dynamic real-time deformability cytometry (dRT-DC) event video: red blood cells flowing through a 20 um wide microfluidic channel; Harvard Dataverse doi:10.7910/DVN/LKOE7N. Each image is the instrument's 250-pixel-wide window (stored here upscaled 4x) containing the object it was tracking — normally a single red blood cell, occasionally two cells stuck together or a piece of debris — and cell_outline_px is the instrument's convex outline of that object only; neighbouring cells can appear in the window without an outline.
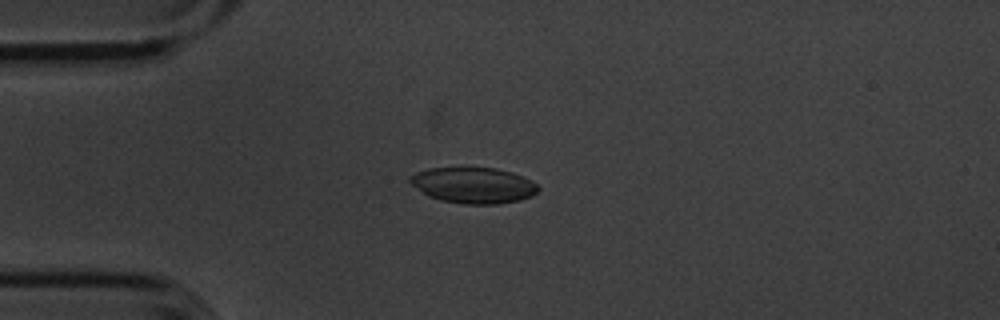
{"species": "common noctule bat (a hibernating species)", "species_latin": "Nyctalus noctula", "temperature_condition": "cold", "stored_images_in_passage": 55, "camera_frame_rate_fps": 3000, "um_per_image_px": 0.085, "animal": {"sex": "male", "body_mass_g": 20.1, "forearm_length_mm": 53.5}, "frame": {"image": 1, "passage_image": 14, "time_ms": 4.333, "image_size_px": [1000, 320], "cell_outline_px": [[540, 188], [532, 196], [520, 200], [496, 204], [464, 204], [440, 200], [428, 196], [412, 184], [408, 180], [408, 176], [416, 172], [428, 168], [496, 168], [512, 172], [532, 180]], "centroid_in_image_um": [40.24, 15.75], "position_along_channel_um": 44.8, "area_um2": 26.82}}
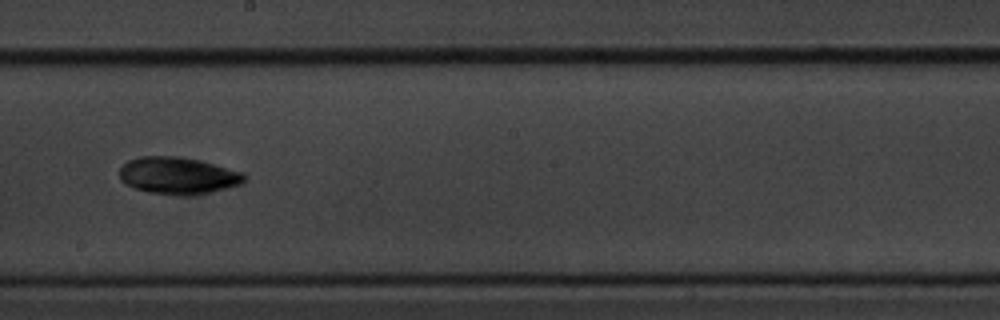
{"frame": {"image": 2, "passage_image": 31, "time_ms": 10.0, "image_size_px": [1000, 320], "cell_outline_px": [[244, 180], [240, 184], [228, 188], [212, 192], [188, 196], [180, 196], [148, 192], [124, 184], [120, 180], [120, 168], [128, 160], [140, 156], [176, 156], [196, 160], [244, 172]], "centroid_in_image_um": [15.1, 14.94], "position_along_channel_um": 233.1, "area_um2": 26.88}}
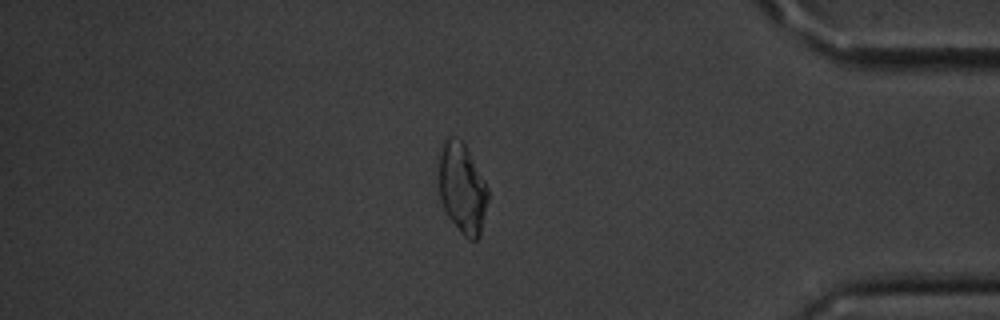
{"frame": {"image": 3, "passage_image": 47, "time_ms": 15.333, "image_size_px": [1000, 320], "cell_outline_px": [[488, 200], [480, 236], [476, 240], [468, 240], [460, 232], [448, 216], [440, 200], [440, 144], [444, 136], [452, 136], [460, 140], [464, 144], [484, 180], [488, 188]], "centroid_in_image_um": [39.28, 16.01], "position_along_channel_um": 395.9, "area_um2": 25.72}, "authors_computed_cell_mechanics": {"area_um2": 26.01, "velocity_mm_per_s": 3.6208, "shape_relaxation_time_tau1_ms": 2.0774, "shape_relaxation_time_tau2_ms": null, "deformation_change_tau1": 0.0675, "deformation_change_tau2": null}}